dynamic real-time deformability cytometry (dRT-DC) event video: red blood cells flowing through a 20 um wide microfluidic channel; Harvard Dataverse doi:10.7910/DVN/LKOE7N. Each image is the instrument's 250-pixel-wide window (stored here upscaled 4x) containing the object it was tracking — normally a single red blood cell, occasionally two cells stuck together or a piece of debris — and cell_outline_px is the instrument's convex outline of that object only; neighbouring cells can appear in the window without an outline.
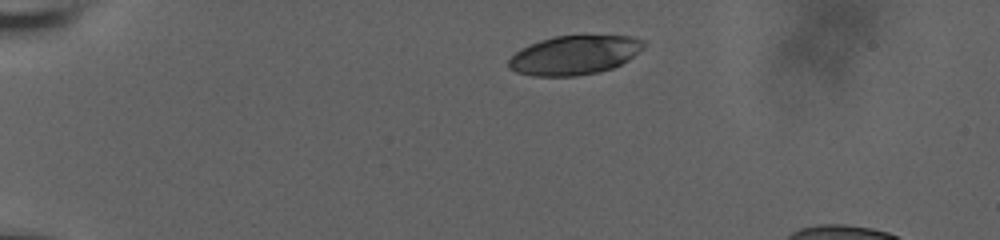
{"species": "human", "species_latin": "Homo sapiens", "temperature_condition": "room temperature", "stored_images_in_passage": 11, "camera_frame_rate_fps": 3000, "um_per_image_px": 0.085, "donor": {"sex": "male"}, "frame": {"image": 1, "passage_image": 1, "time_ms": 0.0, "image_size_px": [1000, 240], "cell_outline_px": [[644, 48], [628, 60], [612, 68], [596, 72], [576, 76], [532, 76], [516, 72], [508, 68], [508, 60], [520, 48], [540, 40], [556, 36], [632, 36], [644, 40]], "centroid_in_image_um": [48.8, 4.69], "position_along_channel_um": 36.2, "area_um2": 30.69}}
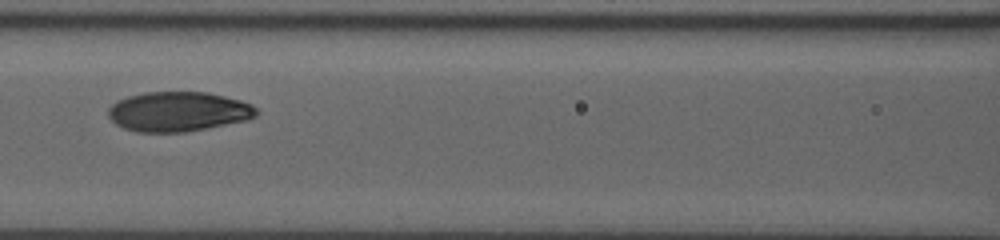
{"frame": {"image": 2, "passage_image": 7, "time_ms": 5.0, "image_size_px": [1000, 240], "cell_outline_px": [[260, 112], [256, 116], [248, 120], [184, 132], [136, 132], [124, 128], [116, 124], [108, 116], [108, 108], [116, 100], [128, 96], [144, 92], [208, 92], [240, 100], [252, 104]], "centroid_in_image_um": [15.15, 9.48], "position_along_channel_um": 151.4, "area_um2": 34.45}}
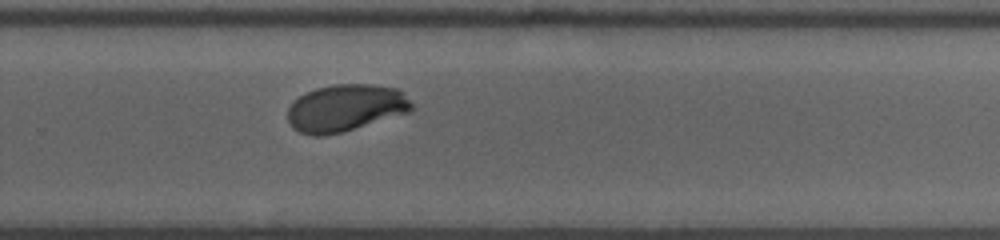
{"frame": {"image": 3, "passage_image": 11, "time_ms": 9.0, "image_size_px": [1000, 240], "cell_outline_px": [[416, 108], [408, 112], [340, 132], [324, 136], [312, 136], [300, 132], [292, 128], [288, 120], [288, 108], [300, 96], [316, 88], [332, 84], [372, 84], [400, 88], [404, 92]], "centroid_in_image_um": [29.4, 9.16], "position_along_channel_um": 300.4, "area_um2": 33.93}}